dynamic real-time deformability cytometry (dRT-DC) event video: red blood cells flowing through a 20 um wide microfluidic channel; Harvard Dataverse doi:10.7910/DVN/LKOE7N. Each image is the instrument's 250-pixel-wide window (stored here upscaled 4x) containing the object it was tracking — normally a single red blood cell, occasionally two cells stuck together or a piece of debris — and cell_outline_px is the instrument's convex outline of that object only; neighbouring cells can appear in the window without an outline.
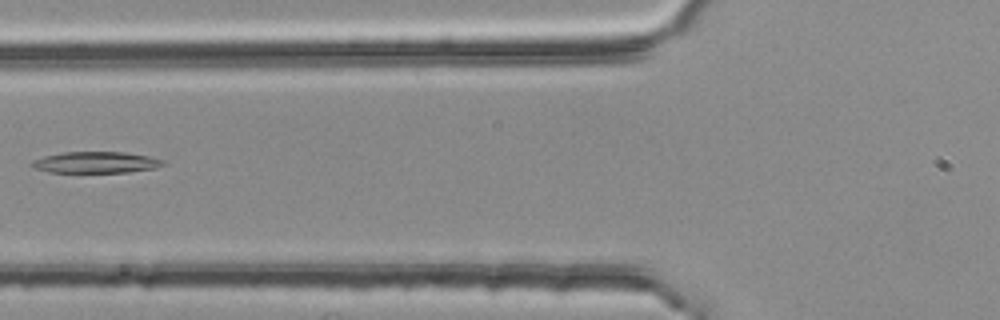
{"species": "common noctule bat (a hibernating species)", "species_latin": "Nyctalus noctula", "temperature_condition": "room temperature", "stored_images_in_passage": 6, "segment_of_instrument_passage": [2, 2], "camera_frame_rate_fps": 3000, "um_per_image_px": 0.085, "animal": {"sex": "female", "body_mass_g": 25.1}, "frame": {"image": 1, "passage_image": 6, "time_ms": 1.667, "image_size_px": [1000, 320], "cell_outline_px": [[168, 164], [156, 168], [128, 172], [48, 172], [32, 168], [28, 164], [32, 160], [44, 156], [64, 152], [124, 152], [148, 156], [164, 160]], "centroid_in_image_um": [8.14, 13.8], "position_along_channel_um": 117.7, "area_um2": 16.47}}